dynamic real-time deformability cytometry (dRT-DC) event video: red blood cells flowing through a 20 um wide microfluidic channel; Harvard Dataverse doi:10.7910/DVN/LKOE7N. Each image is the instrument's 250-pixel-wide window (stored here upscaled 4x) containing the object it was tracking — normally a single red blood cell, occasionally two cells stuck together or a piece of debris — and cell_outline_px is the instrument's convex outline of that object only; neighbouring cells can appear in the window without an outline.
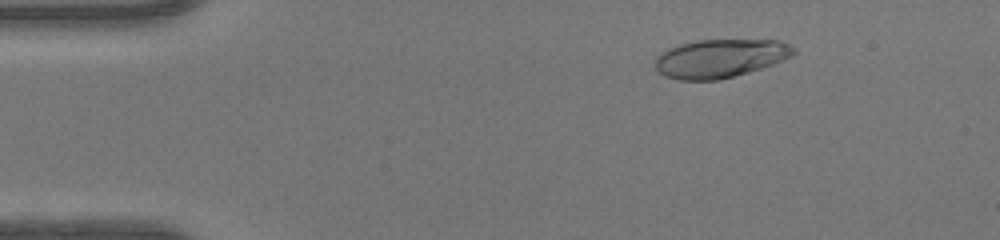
{"species": "human", "species_latin": "Homo sapiens", "temperature_condition": "warm", "stored_images_in_passage": 46, "camera_frame_rate_fps": 3000, "um_per_image_px": 0.085, "donor": {"sex": "female"}, "frame": {"image": 1, "passage_image": 4, "time_ms": 1.0, "image_size_px": [1000, 240], "cell_outline_px": [[796, 52], [792, 56], [772, 64], [748, 72], [720, 80], [680, 80], [664, 76], [656, 68], [652, 60], [660, 52], [668, 48], [680, 44], [696, 40], [776, 40], [788, 44], [796, 48]], "centroid_in_image_um": [61.16, 4.96], "position_along_channel_um": 23.8, "area_um2": 31.15}}
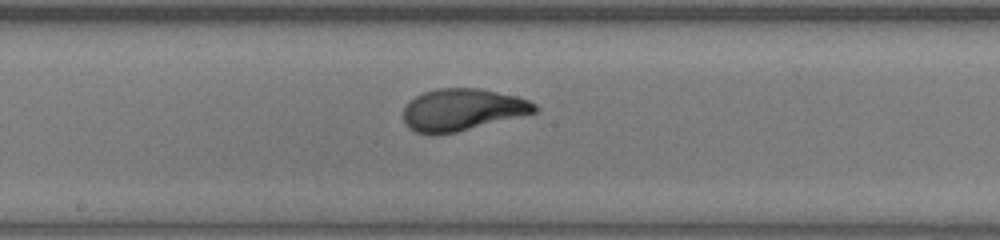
{"frame": {"image": 2, "passage_image": 23, "time_ms": 7.333, "image_size_px": [1000, 240], "cell_outline_px": [[540, 108], [536, 112], [456, 132], [436, 136], [432, 136], [416, 132], [408, 128], [404, 120], [404, 108], [416, 96], [424, 92], [436, 88], [476, 88], [516, 96], [528, 100], [536, 104]], "centroid_in_image_um": [39.27, 9.34], "position_along_channel_um": 208.9, "area_um2": 32.02}}
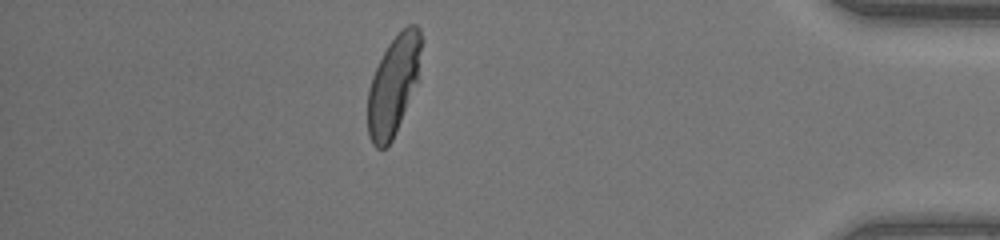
{"frame": {"image": 3, "passage_image": 40, "time_ms": 13.0, "image_size_px": [1000, 240], "cell_outline_px": [[424, 40], [420, 80], [396, 132], [392, 140], [384, 148], [376, 148], [372, 144], [368, 136], [368, 88], [372, 76], [388, 44], [408, 24], [416, 24], [420, 28]], "centroid_in_image_um": [33.52, 7.2], "position_along_channel_um": 401.7, "area_um2": 31.85}, "authors_computed_cell_mechanics": {"area_um2": 31.8767, "velocity_mm_per_s": 4.1956, "shape_relaxation_time_tau1_ms": 3.3496, "shape_relaxation_time_tau2_ms": null, "deformation_change_tau1": 0.1876, "deformation_change_tau2": null}}